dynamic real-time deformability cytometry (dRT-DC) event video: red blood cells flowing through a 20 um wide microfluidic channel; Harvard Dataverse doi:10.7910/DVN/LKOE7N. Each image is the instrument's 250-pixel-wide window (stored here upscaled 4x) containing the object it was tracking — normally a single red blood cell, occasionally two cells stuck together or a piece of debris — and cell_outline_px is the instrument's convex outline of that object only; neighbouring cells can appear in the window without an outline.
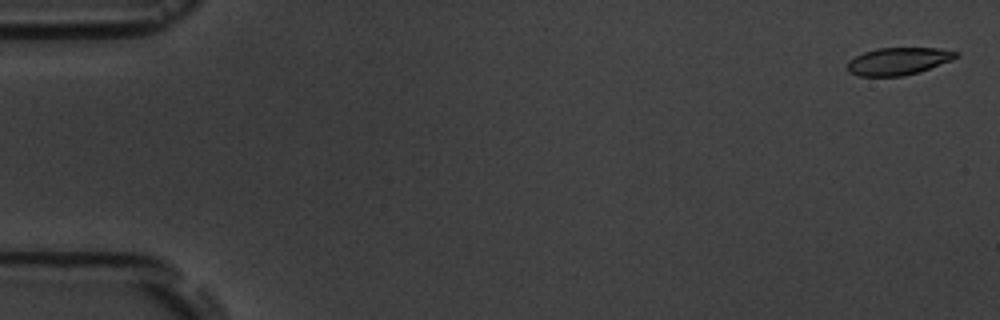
{"species": "common noctule bat (a hibernating species)", "species_latin": "Nyctalus noctula", "temperature_condition": "room temperature", "stored_images_in_passage": 6, "camera_frame_rate_fps": 3000, "um_per_image_px": 0.085, "animal": {"sex": "male", "body_mass_g": 19.5, "forearm_length_mm": 54.6}, "frame": {"image": 1, "passage_image": 1, "time_ms": 0.0, "image_size_px": [1000, 320], "cell_outline_px": [[960, 56], [952, 60], [920, 72], [904, 76], [860, 76], [848, 72], [848, 60], [864, 52], [876, 48], [936, 48], [960, 52]], "centroid_in_image_um": [76.38, 5.2], "position_along_channel_um": 8.6, "area_um2": 17.46}}
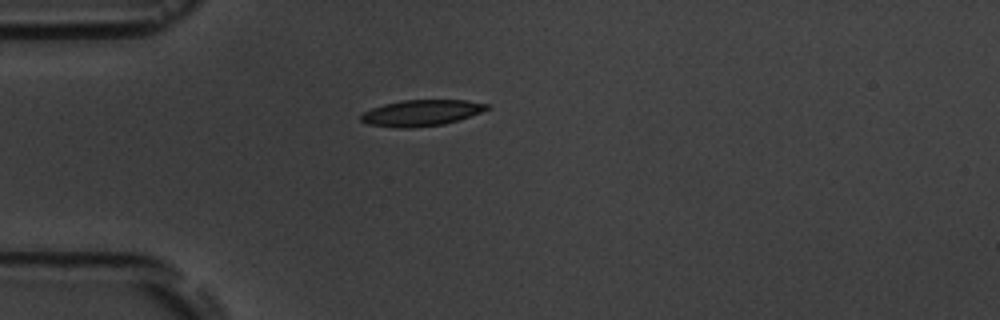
{"frame": {"image": 2, "passage_image": 5, "time_ms": 4.667, "image_size_px": [1000, 320], "cell_outline_px": [[492, 108], [460, 120], [444, 124], [408, 128], [392, 128], [368, 124], [360, 120], [360, 116], [364, 112], [372, 108], [384, 104], [404, 100], [464, 100], [488, 104]], "centroid_in_image_um": [35.83, 9.6], "position_along_channel_um": 49.2, "area_um2": 19.25}}